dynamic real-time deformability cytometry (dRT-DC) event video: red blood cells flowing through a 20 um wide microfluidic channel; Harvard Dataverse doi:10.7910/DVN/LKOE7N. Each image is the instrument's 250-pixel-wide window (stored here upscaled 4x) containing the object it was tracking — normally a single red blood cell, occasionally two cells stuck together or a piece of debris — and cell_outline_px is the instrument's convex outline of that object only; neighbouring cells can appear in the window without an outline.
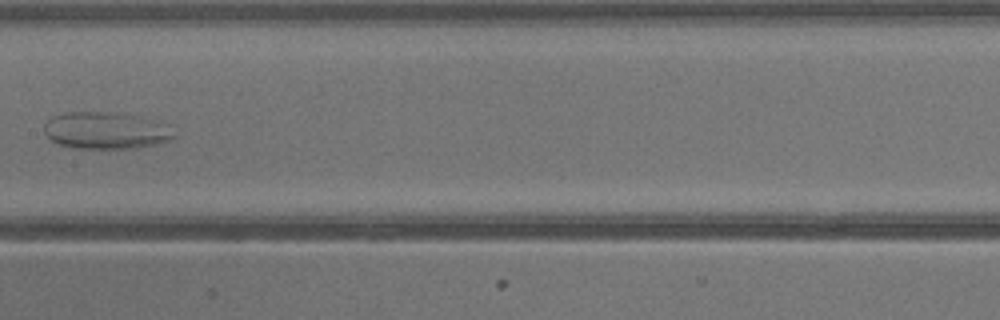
{"species": "common noctule bat (a hibernating species)", "species_latin": "Nyctalus noctula", "temperature_condition": "warm", "stored_images_in_passage": 37, "camera_frame_rate_fps": 3000, "um_per_image_px": 0.085, "animal": {"sex": "male", "body_mass_g": 13.3}, "frame": {"image": 1, "passage_image": 22, "time_ms": 7.0, "image_size_px": [1000, 320], "cell_outline_px": [[176, 136], [168, 140], [156, 144], [136, 148], [76, 148], [60, 144], [52, 140], [44, 132], [44, 124], [52, 116], [64, 112], [112, 112], [132, 116], [164, 124]], "centroid_in_image_um": [8.92, 11.1], "position_along_channel_um": 198.5, "area_um2": 27.34}}
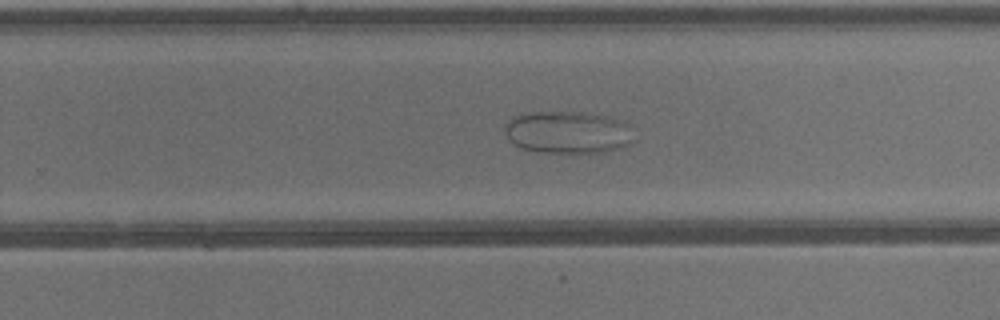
{"frame": {"image": 2, "passage_image": 27, "time_ms": 8.667, "image_size_px": [1000, 320], "cell_outline_px": [[628, 144], [624, 148], [604, 152], [544, 152], [524, 148], [508, 140], [504, 132], [504, 124], [512, 116], [532, 112], [584, 112], [604, 116], [620, 120], [628, 124]], "centroid_in_image_um": [48.18, 11.23], "position_along_channel_um": 281.6, "area_um2": 31.39}}
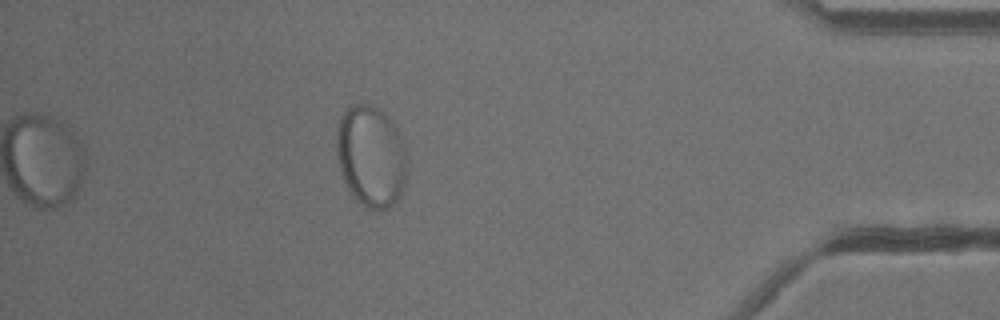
{"frame": {"image": 3, "passage_image": 37, "time_ms": 12.0, "image_size_px": [1000, 320], "cell_outline_px": [[408, 160], [404, 184], [400, 196], [388, 208], [368, 208], [360, 204], [352, 196], [340, 172], [336, 152], [336, 132], [340, 116], [348, 104], [372, 104], [384, 112], [392, 120], [404, 144]], "centroid_in_image_um": [31.52, 13.24], "position_along_channel_um": 403.7, "area_um2": 42.25}}